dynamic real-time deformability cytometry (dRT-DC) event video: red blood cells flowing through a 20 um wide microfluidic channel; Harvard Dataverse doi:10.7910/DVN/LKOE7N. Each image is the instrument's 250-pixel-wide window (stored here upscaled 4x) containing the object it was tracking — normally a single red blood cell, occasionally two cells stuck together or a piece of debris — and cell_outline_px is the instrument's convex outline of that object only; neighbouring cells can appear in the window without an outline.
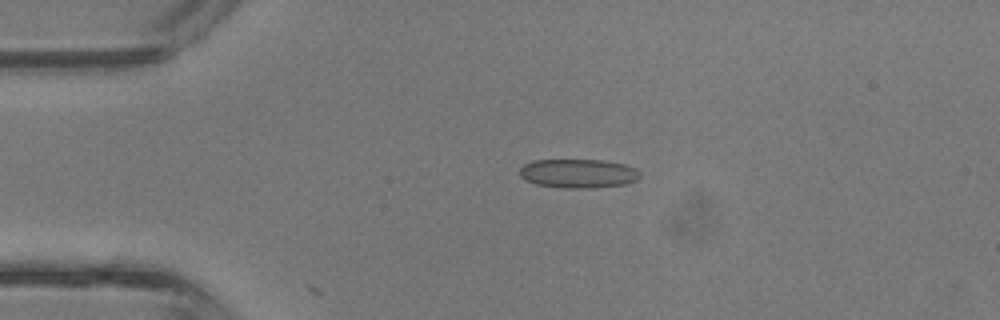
{"species": "common noctule bat (a hibernating species)", "species_latin": "Nyctalus noctula", "temperature_condition": "room temperature", "stored_images_in_passage": 3, "camera_frame_rate_fps": 3000, "um_per_image_px": 0.085, "animal": {"sex": "male", "body_mass_g": 13.3}, "frame": {"image": 1, "passage_image": 2, "time_ms": 0.333, "image_size_px": [1000, 320], "cell_outline_px": [[640, 176], [636, 180], [624, 184], [592, 188], [560, 188], [536, 184], [524, 180], [520, 176], [520, 168], [524, 164], [532, 160], [604, 160], [624, 164], [636, 168], [640, 172]], "centroid_in_image_um": [49.13, 14.74], "position_along_channel_um": 35.9, "area_um2": 20.46}}